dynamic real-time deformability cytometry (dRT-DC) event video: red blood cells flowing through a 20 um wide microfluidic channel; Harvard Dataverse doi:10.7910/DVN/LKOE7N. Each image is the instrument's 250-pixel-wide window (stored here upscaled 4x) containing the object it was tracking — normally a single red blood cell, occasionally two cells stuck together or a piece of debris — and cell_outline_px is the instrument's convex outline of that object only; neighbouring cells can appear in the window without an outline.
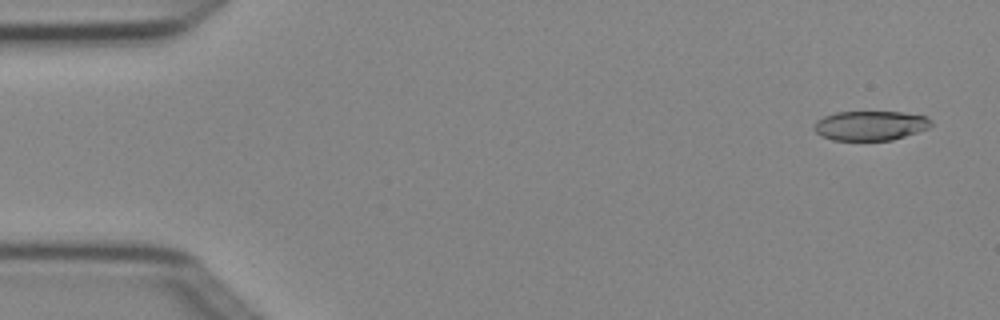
{"species": "Egyptian fruit bat (a non-hibernating species)", "species_latin": "Rousettus aegyptiacus", "temperature_condition": "cold", "stored_images_in_passage": 5, "camera_frame_rate_fps": 3000, "um_per_image_px": 0.085, "animal": {"sex": "female"}, "frame": {"image": 1, "passage_image": 1, "time_ms": 0.0, "image_size_px": [1000, 320], "cell_outline_px": [[932, 124], [928, 128], [892, 140], [832, 140], [820, 136], [812, 128], [816, 120], [824, 116], [836, 112], [904, 112], [928, 116], [932, 120]], "centroid_in_image_um": [73.96, 10.67], "position_along_channel_um": 11.0, "area_um2": 20.29}}
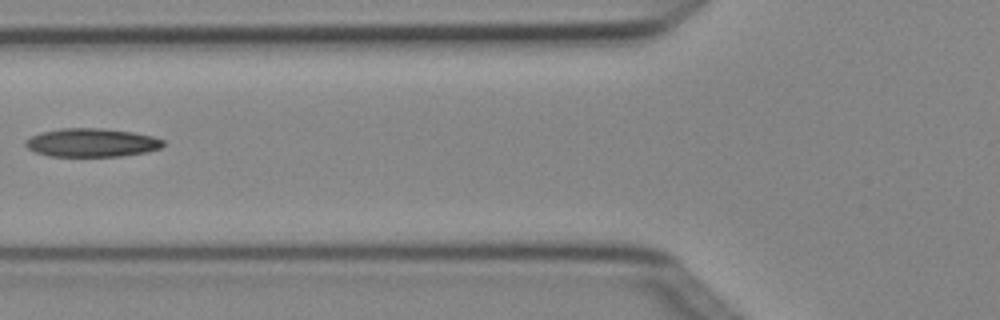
{"frame": {"image": 2, "passage_image": 5, "time_ms": 1.333, "image_size_px": [1000, 320], "cell_outline_px": [[164, 144], [160, 148], [148, 152], [120, 156], [48, 156], [36, 152], [28, 148], [24, 144], [24, 140], [40, 132], [60, 128], [104, 128], [132, 132], [152, 136], [164, 140]], "centroid_in_image_um": [7.78, 12.12], "position_along_channel_um": 118.0, "area_um2": 22.95}}